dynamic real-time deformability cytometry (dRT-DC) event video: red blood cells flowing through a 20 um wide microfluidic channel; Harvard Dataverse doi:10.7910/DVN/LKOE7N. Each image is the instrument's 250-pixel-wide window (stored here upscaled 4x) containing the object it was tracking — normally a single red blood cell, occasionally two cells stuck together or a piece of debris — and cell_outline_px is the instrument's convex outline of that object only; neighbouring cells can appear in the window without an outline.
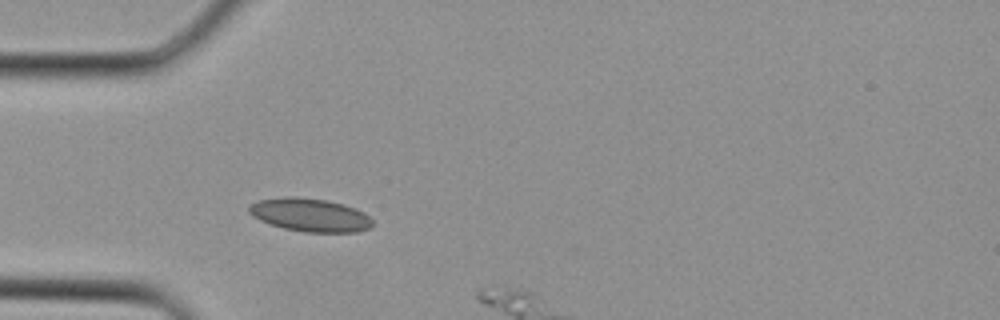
{"species": "Egyptian fruit bat (a non-hibernating species)", "species_latin": "Rousettus aegyptiacus", "temperature_condition": "cold", "stored_images_in_passage": 8, "segment_of_instrument_passage": [1, 2], "camera_frame_rate_fps": 3000, "um_per_image_px": 0.085, "animal": {"sex": "female"}, "frame": {"image": 1, "passage_image": 7, "time_ms": 2.0, "image_size_px": [1000, 320], "cell_outline_px": [[372, 224], [368, 228], [356, 232], [304, 232], [284, 228], [260, 220], [252, 216], [248, 212], [248, 208], [252, 204], [260, 200], [284, 196], [296, 196], [324, 200], [344, 204], [356, 208], [364, 212], [372, 220]], "centroid_in_image_um": [26.35, 18.26], "position_along_channel_um": 58.6, "area_um2": 23.81}}